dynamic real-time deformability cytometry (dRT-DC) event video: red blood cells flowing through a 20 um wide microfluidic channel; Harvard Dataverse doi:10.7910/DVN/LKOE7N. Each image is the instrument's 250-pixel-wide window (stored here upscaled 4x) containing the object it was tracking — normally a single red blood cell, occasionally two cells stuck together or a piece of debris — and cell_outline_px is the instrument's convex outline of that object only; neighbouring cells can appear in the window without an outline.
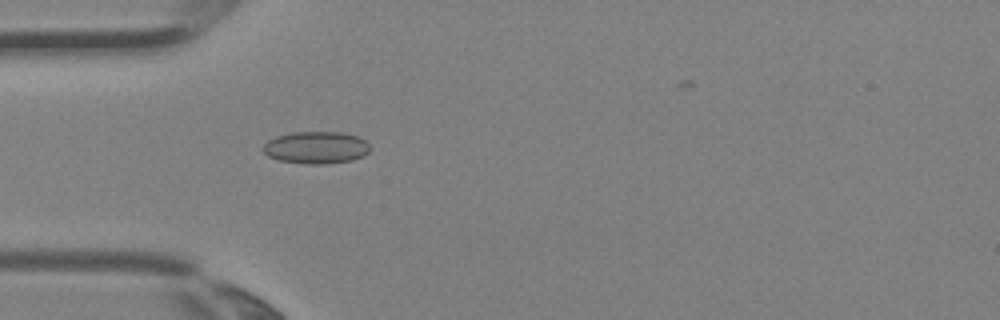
{"species": "Egyptian fruit bat (a non-hibernating species)", "species_latin": "Rousettus aegyptiacus", "temperature_condition": "room temperature", "stored_images_in_passage": 6, "camera_frame_rate_fps": 3000, "um_per_image_px": 0.085, "animal": {"sex": "female"}, "frame": {"image": 1, "passage_image": 6, "time_ms": 1.667, "image_size_px": [1000, 320], "cell_outline_px": [[372, 148], [364, 156], [352, 160], [324, 164], [308, 164], [280, 160], [268, 156], [264, 152], [264, 144], [268, 140], [276, 136], [292, 132], [344, 132], [360, 136]], "centroid_in_image_um": [26.91, 12.53], "position_along_channel_um": 58.1, "area_um2": 20.17}}